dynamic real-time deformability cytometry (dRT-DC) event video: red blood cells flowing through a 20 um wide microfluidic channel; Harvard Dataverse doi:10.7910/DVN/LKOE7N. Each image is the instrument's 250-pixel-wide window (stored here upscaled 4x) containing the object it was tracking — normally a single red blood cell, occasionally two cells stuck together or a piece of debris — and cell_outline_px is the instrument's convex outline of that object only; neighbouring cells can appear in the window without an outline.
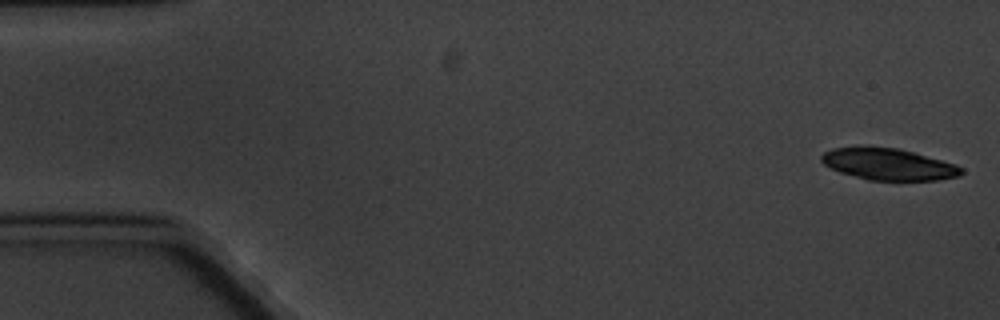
{"species": "common noctule bat (a hibernating species)", "species_latin": "Nyctalus noctula", "temperature_condition": "cold", "stored_images_in_passage": 6, "camera_frame_rate_fps": 3000, "um_per_image_px": 0.085, "animal": {"sex": "male", "body_mass_g": 20.1, "forearm_length_mm": 53.5}, "frame": {"image": 1, "passage_image": 1, "time_ms": 0.0, "image_size_px": [1000, 320], "cell_outline_px": [[964, 172], [960, 176], [940, 180], [868, 180], [840, 172], [824, 164], [820, 160], [820, 156], [824, 152], [832, 148], [856, 144], [868, 144], [900, 148], [956, 164], [964, 168]], "centroid_in_image_um": [75.49, 13.91], "position_along_channel_um": 9.5, "area_um2": 26.7}}